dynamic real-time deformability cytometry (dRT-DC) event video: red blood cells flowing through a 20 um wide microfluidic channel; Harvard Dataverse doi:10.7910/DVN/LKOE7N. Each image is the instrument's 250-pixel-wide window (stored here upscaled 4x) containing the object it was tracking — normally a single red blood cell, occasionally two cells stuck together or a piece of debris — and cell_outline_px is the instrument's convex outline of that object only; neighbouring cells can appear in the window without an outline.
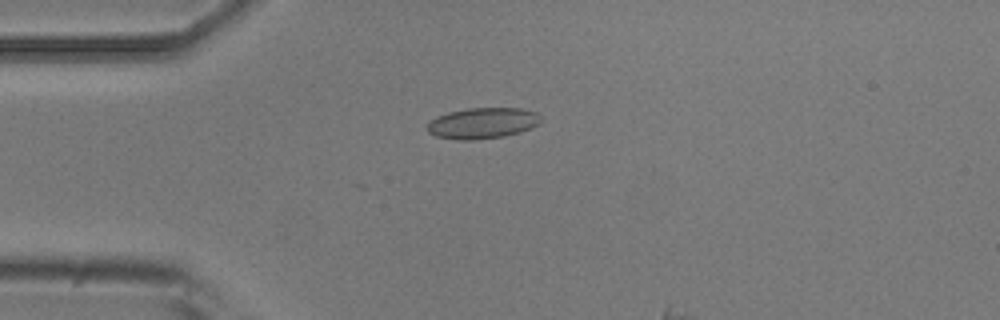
{"species": "common noctule bat (a hibernating species)", "species_latin": "Nyctalus noctula", "temperature_condition": "room temperature", "stored_images_in_passage": 4, "camera_frame_rate_fps": 3000, "um_per_image_px": 0.085, "animal": {"sex": "male", "body_mass_g": 20.5, "forearm_length_mm": 52.5}, "frame": {"image": 1, "passage_image": 1, "time_ms": 0.0, "image_size_px": [1000, 320], "cell_outline_px": [[544, 120], [540, 124], [520, 132], [504, 136], [476, 140], [460, 140], [436, 136], [428, 132], [424, 128], [436, 116], [448, 112], [468, 108], [520, 108], [536, 112]], "centroid_in_image_um": [41.03, 10.47], "position_along_channel_um": 44.0, "area_um2": 20.69}}